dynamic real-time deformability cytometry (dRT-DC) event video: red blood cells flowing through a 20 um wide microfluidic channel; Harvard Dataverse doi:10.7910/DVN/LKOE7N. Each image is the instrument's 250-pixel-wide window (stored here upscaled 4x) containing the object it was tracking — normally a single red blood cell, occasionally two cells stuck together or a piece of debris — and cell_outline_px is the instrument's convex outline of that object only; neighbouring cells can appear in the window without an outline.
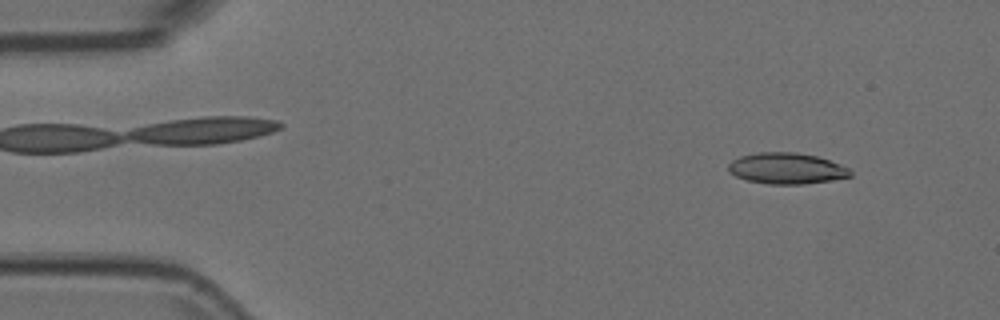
{"species": "Egyptian fruit bat (a non-hibernating species)", "species_latin": "Rousettus aegyptiacus", "temperature_condition": "room temperature", "stored_images_in_passage": 53, "camera_frame_rate_fps": 3000, "um_per_image_px": 0.085, "animal": {"sex": "female"}, "frame": {"image": 1, "passage_image": 5, "time_ms": 1.333, "image_size_px": [1000, 320], "cell_outline_px": [[852, 176], [804, 184], [768, 184], [748, 180], [736, 176], [728, 172], [728, 164], [732, 160], [740, 156], [760, 152], [796, 152], [816, 156], [840, 164], [848, 168], [852, 172]], "centroid_in_image_um": [66.83, 14.31], "position_along_channel_um": 18.2, "area_um2": 21.96}}
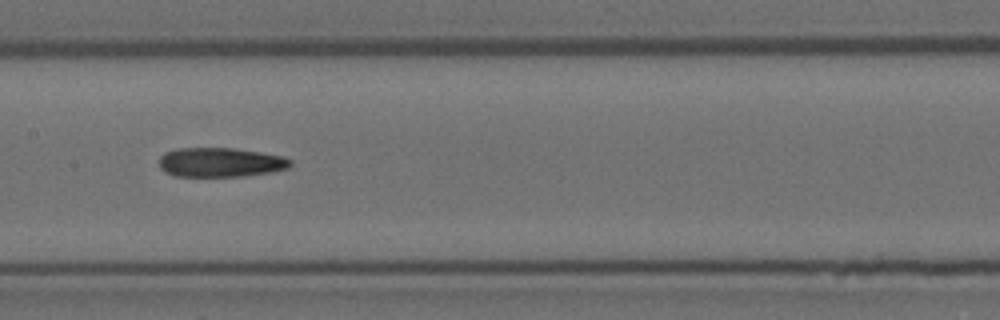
{"frame": {"image": 2, "passage_image": 26, "time_ms": 8.333, "image_size_px": [1000, 320], "cell_outline_px": [[292, 164], [288, 168], [272, 172], [240, 176], [176, 176], [164, 172], [160, 168], [160, 156], [164, 152], [176, 148], [232, 148], [260, 152], [284, 156], [292, 160]], "centroid_in_image_um": [18.74, 13.79], "position_along_channel_um": 188.7, "area_um2": 22.54}}
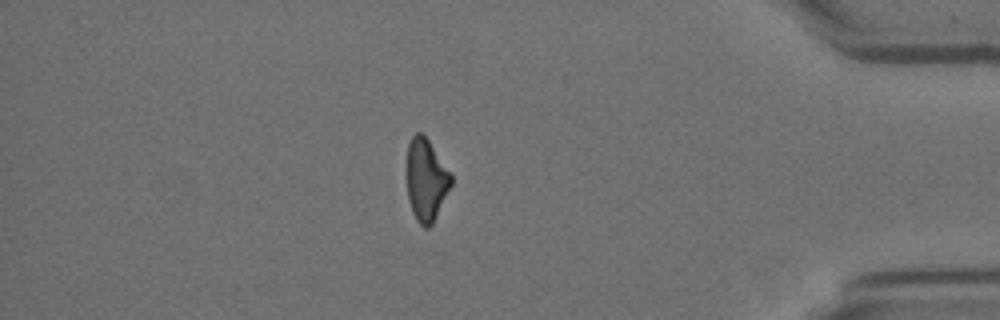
{"frame": {"image": 3, "passage_image": 46, "time_ms": 15.0, "image_size_px": [1000, 320], "cell_outline_px": [[452, 184], [432, 224], [428, 228], [424, 228], [416, 220], [412, 212], [408, 196], [408, 144], [412, 136], [416, 132], [420, 132], [428, 140], [452, 172]], "centroid_in_image_um": [36.25, 15.29], "position_along_channel_um": 399.0, "area_um2": 21.04}}